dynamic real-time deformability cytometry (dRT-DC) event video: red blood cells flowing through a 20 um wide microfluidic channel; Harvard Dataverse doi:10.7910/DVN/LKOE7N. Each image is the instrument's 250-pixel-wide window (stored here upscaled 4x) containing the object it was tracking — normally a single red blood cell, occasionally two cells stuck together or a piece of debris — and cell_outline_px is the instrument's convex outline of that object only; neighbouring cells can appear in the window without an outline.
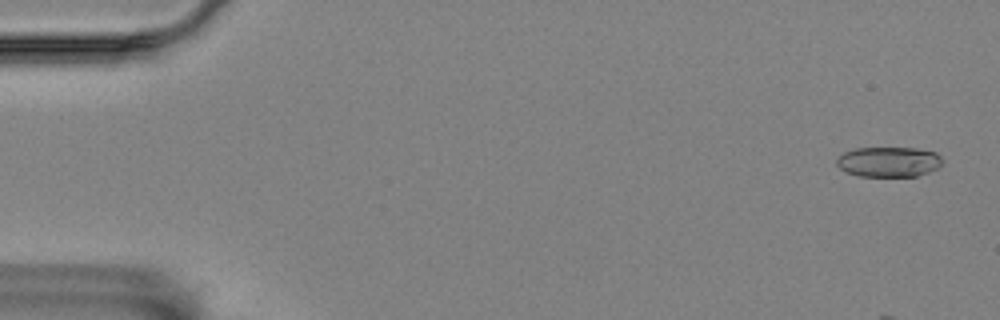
{"species": "Egyptian fruit bat (a non-hibernating species)", "species_latin": "Rousettus aegyptiacus", "temperature_condition": "room temperature", "stored_images_in_passage": 8, "camera_frame_rate_fps": 3000, "um_per_image_px": 0.085, "animal": {"sex": "female"}, "frame": {"image": 1, "passage_image": 1, "time_ms": 0.0, "image_size_px": [1000, 320], "cell_outline_px": [[944, 160], [936, 168], [928, 172], [916, 176], [860, 176], [848, 172], [840, 168], [836, 164], [836, 160], [844, 152], [856, 148], [916, 148], [936, 152]], "centroid_in_image_um": [75.55, 13.75], "position_along_channel_um": 9.5, "area_um2": 18.44}}
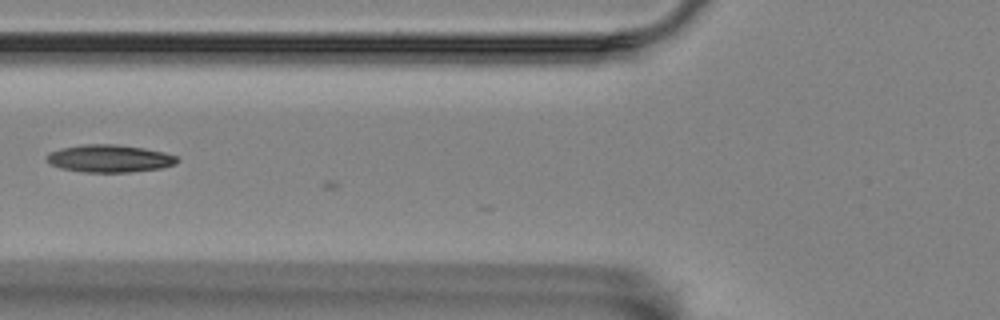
{"frame": {"image": 2, "passage_image": 7, "time_ms": 2.0, "image_size_px": [1000, 320], "cell_outline_px": [[180, 160], [176, 164], [160, 168], [128, 172], [84, 172], [60, 168], [52, 164], [44, 156], [48, 152], [60, 148], [80, 144], [116, 144], [144, 148], [164, 152], [176, 156]], "centroid_in_image_um": [9.29, 13.46], "position_along_channel_um": 116.5, "area_um2": 21.04}}